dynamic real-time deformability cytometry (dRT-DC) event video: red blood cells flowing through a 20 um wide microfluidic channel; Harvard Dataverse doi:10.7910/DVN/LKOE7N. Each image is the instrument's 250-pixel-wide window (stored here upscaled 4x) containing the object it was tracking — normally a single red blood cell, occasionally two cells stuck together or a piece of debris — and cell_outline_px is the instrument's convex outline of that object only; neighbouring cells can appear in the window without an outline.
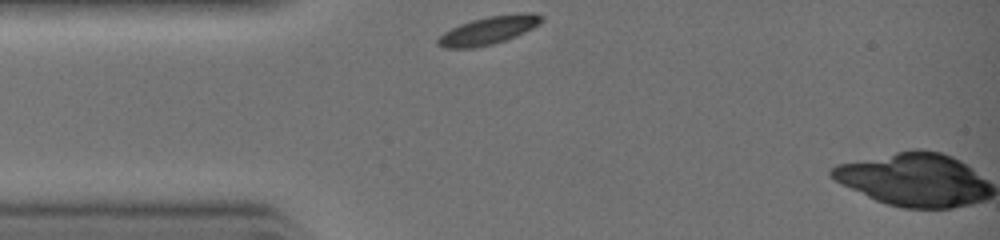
{"species": "common noctule bat (a hibernating species)", "species_latin": "Nyctalus noctula", "temperature_condition": "warm", "stored_images_in_passage": 2, "camera_frame_rate_fps": 3000, "um_per_image_px": 0.085, "animal": {"sex": "female", "body_mass_g": 19.0, "forearm_length_mm": 51.5}, "frame": {"image": 1, "passage_image": 1, "time_ms": 0.0, "image_size_px": [1000, 240], "cell_outline_px": [[544, 20], [532, 28], [516, 36], [492, 44], [476, 48], [444, 48], [436, 44], [436, 40], [444, 32], [460, 24], [472, 20], [488, 16], [520, 12], [532, 12], [544, 16]], "centroid_in_image_um": [41.54, 2.57], "position_along_channel_um": 43.5, "area_um2": 16.99}}